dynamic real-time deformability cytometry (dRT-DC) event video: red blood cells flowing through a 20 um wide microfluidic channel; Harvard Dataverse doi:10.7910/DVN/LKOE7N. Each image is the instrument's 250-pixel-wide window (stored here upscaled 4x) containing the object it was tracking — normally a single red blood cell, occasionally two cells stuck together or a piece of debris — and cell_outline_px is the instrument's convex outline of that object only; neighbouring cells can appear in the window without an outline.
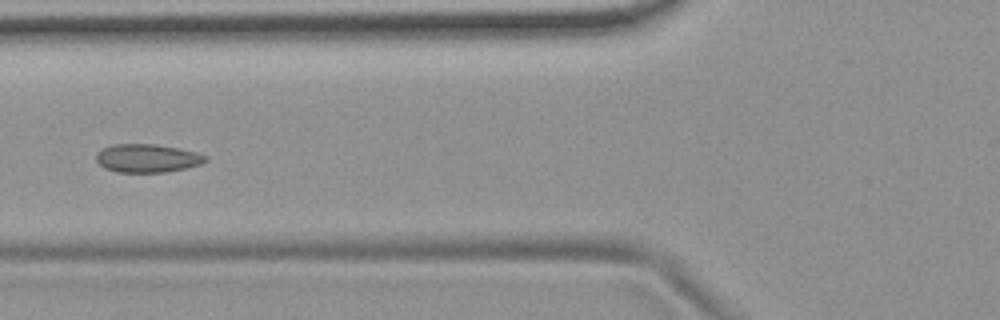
{"species": "common noctule bat (a hibernating species)", "species_latin": "Nyctalus noctula", "temperature_condition": "room temperature", "stored_images_in_passage": 6, "camera_frame_rate_fps": 3000, "um_per_image_px": 0.085, "animal": {"sex": "female", "body_mass_g": 19.9}, "frame": {"image": 1, "passage_image": 6, "time_ms": 1.667, "image_size_px": [1000, 320], "cell_outline_px": [[208, 160], [200, 164], [184, 168], [164, 172], [116, 172], [104, 168], [96, 160], [96, 152], [100, 148], [112, 144], [156, 144], [180, 148], [196, 152], [208, 156]], "centroid_in_image_um": [12.49, 13.43], "position_along_channel_um": 113.3, "area_um2": 18.21}}